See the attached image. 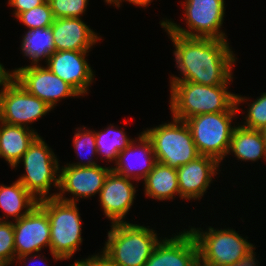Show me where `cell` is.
Returning <instances> with one entry per match:
<instances>
[{
	"instance_id": "30",
	"label": "cell",
	"mask_w": 266,
	"mask_h": 266,
	"mask_svg": "<svg viewBox=\"0 0 266 266\" xmlns=\"http://www.w3.org/2000/svg\"><path fill=\"white\" fill-rule=\"evenodd\" d=\"M248 106L246 121L241 126L256 130L266 126V93H262L260 97L248 104Z\"/></svg>"
},
{
	"instance_id": "28",
	"label": "cell",
	"mask_w": 266,
	"mask_h": 266,
	"mask_svg": "<svg viewBox=\"0 0 266 266\" xmlns=\"http://www.w3.org/2000/svg\"><path fill=\"white\" fill-rule=\"evenodd\" d=\"M15 260L13 221H0V266H8Z\"/></svg>"
},
{
	"instance_id": "2",
	"label": "cell",
	"mask_w": 266,
	"mask_h": 266,
	"mask_svg": "<svg viewBox=\"0 0 266 266\" xmlns=\"http://www.w3.org/2000/svg\"><path fill=\"white\" fill-rule=\"evenodd\" d=\"M172 117L186 120L193 116L227 112L236 103L228 85L207 86L189 81H170Z\"/></svg>"
},
{
	"instance_id": "8",
	"label": "cell",
	"mask_w": 266,
	"mask_h": 266,
	"mask_svg": "<svg viewBox=\"0 0 266 266\" xmlns=\"http://www.w3.org/2000/svg\"><path fill=\"white\" fill-rule=\"evenodd\" d=\"M225 0H185L183 2L184 17L189 30L169 19L161 21L172 33L186 37L214 38L227 40L225 33L221 30Z\"/></svg>"
},
{
	"instance_id": "3",
	"label": "cell",
	"mask_w": 266,
	"mask_h": 266,
	"mask_svg": "<svg viewBox=\"0 0 266 266\" xmlns=\"http://www.w3.org/2000/svg\"><path fill=\"white\" fill-rule=\"evenodd\" d=\"M247 100L236 94V103L227 112L205 113L184 120L188 125L199 155L215 158L219 163L227 156L232 133V120L239 105Z\"/></svg>"
},
{
	"instance_id": "38",
	"label": "cell",
	"mask_w": 266,
	"mask_h": 266,
	"mask_svg": "<svg viewBox=\"0 0 266 266\" xmlns=\"http://www.w3.org/2000/svg\"><path fill=\"white\" fill-rule=\"evenodd\" d=\"M260 132L262 134V137H263V140H264V143L266 145V126H264L263 128L260 129Z\"/></svg>"
},
{
	"instance_id": "22",
	"label": "cell",
	"mask_w": 266,
	"mask_h": 266,
	"mask_svg": "<svg viewBox=\"0 0 266 266\" xmlns=\"http://www.w3.org/2000/svg\"><path fill=\"white\" fill-rule=\"evenodd\" d=\"M241 161H266V145L260 130L248 129L241 125L236 126L232 133L228 154Z\"/></svg>"
},
{
	"instance_id": "19",
	"label": "cell",
	"mask_w": 266,
	"mask_h": 266,
	"mask_svg": "<svg viewBox=\"0 0 266 266\" xmlns=\"http://www.w3.org/2000/svg\"><path fill=\"white\" fill-rule=\"evenodd\" d=\"M82 18L54 19L50 26L55 51H90L93 45L101 40Z\"/></svg>"
},
{
	"instance_id": "29",
	"label": "cell",
	"mask_w": 266,
	"mask_h": 266,
	"mask_svg": "<svg viewBox=\"0 0 266 266\" xmlns=\"http://www.w3.org/2000/svg\"><path fill=\"white\" fill-rule=\"evenodd\" d=\"M53 16L59 18H80L85 13L89 0H48Z\"/></svg>"
},
{
	"instance_id": "23",
	"label": "cell",
	"mask_w": 266,
	"mask_h": 266,
	"mask_svg": "<svg viewBox=\"0 0 266 266\" xmlns=\"http://www.w3.org/2000/svg\"><path fill=\"white\" fill-rule=\"evenodd\" d=\"M38 202L18 180L10 186L0 185V208L6 213L5 215H8H3L2 218L0 216V221H6L10 216L15 221L19 220L27 215ZM3 217L5 220H2Z\"/></svg>"
},
{
	"instance_id": "1",
	"label": "cell",
	"mask_w": 266,
	"mask_h": 266,
	"mask_svg": "<svg viewBox=\"0 0 266 266\" xmlns=\"http://www.w3.org/2000/svg\"><path fill=\"white\" fill-rule=\"evenodd\" d=\"M175 49L176 66L181 78L171 75L170 81H189L207 86L228 85L233 81L236 62L229 42L223 39L186 37L172 33L164 24Z\"/></svg>"
},
{
	"instance_id": "27",
	"label": "cell",
	"mask_w": 266,
	"mask_h": 266,
	"mask_svg": "<svg viewBox=\"0 0 266 266\" xmlns=\"http://www.w3.org/2000/svg\"><path fill=\"white\" fill-rule=\"evenodd\" d=\"M54 19L48 0L17 17V20L27 26L28 30L50 27Z\"/></svg>"
},
{
	"instance_id": "16",
	"label": "cell",
	"mask_w": 266,
	"mask_h": 266,
	"mask_svg": "<svg viewBox=\"0 0 266 266\" xmlns=\"http://www.w3.org/2000/svg\"><path fill=\"white\" fill-rule=\"evenodd\" d=\"M220 163L210 156L199 155L177 170L180 198L199 200L206 193Z\"/></svg>"
},
{
	"instance_id": "24",
	"label": "cell",
	"mask_w": 266,
	"mask_h": 266,
	"mask_svg": "<svg viewBox=\"0 0 266 266\" xmlns=\"http://www.w3.org/2000/svg\"><path fill=\"white\" fill-rule=\"evenodd\" d=\"M24 56L31 60V65L39 64L41 59L48 60L55 51L53 34L50 27L28 30L21 42Z\"/></svg>"
},
{
	"instance_id": "15",
	"label": "cell",
	"mask_w": 266,
	"mask_h": 266,
	"mask_svg": "<svg viewBox=\"0 0 266 266\" xmlns=\"http://www.w3.org/2000/svg\"><path fill=\"white\" fill-rule=\"evenodd\" d=\"M136 187L131 179L118 175L112 170L106 176L99 192L100 206L111 224L126 222L125 216L133 205Z\"/></svg>"
},
{
	"instance_id": "21",
	"label": "cell",
	"mask_w": 266,
	"mask_h": 266,
	"mask_svg": "<svg viewBox=\"0 0 266 266\" xmlns=\"http://www.w3.org/2000/svg\"><path fill=\"white\" fill-rule=\"evenodd\" d=\"M144 191L147 197L161 201L180 197L177 170L161 163H156L144 179Z\"/></svg>"
},
{
	"instance_id": "26",
	"label": "cell",
	"mask_w": 266,
	"mask_h": 266,
	"mask_svg": "<svg viewBox=\"0 0 266 266\" xmlns=\"http://www.w3.org/2000/svg\"><path fill=\"white\" fill-rule=\"evenodd\" d=\"M83 129V130H82ZM73 146L75 149V153L79 158H82V152L83 149L87 150L88 153L85 154L86 157H88L86 160L87 162H83V159H80V162H76L72 165L75 167H81V166H95L98 165L92 157L97 155V149H96V143H95V130H87L86 127L78 128L75 132L74 138H73ZM90 155V157H89ZM93 155V156H92ZM82 156V157H81ZM84 158V157H83Z\"/></svg>"
},
{
	"instance_id": "14",
	"label": "cell",
	"mask_w": 266,
	"mask_h": 266,
	"mask_svg": "<svg viewBox=\"0 0 266 266\" xmlns=\"http://www.w3.org/2000/svg\"><path fill=\"white\" fill-rule=\"evenodd\" d=\"M89 51H54L46 61L48 69L71 85L81 96L88 94L94 74L86 55Z\"/></svg>"
},
{
	"instance_id": "33",
	"label": "cell",
	"mask_w": 266,
	"mask_h": 266,
	"mask_svg": "<svg viewBox=\"0 0 266 266\" xmlns=\"http://www.w3.org/2000/svg\"><path fill=\"white\" fill-rule=\"evenodd\" d=\"M254 249L255 247L252 245L242 258L228 266H258L259 262L255 258Z\"/></svg>"
},
{
	"instance_id": "25",
	"label": "cell",
	"mask_w": 266,
	"mask_h": 266,
	"mask_svg": "<svg viewBox=\"0 0 266 266\" xmlns=\"http://www.w3.org/2000/svg\"><path fill=\"white\" fill-rule=\"evenodd\" d=\"M104 131L95 132L97 155L103 156L109 162L117 161L118 154L126 149L133 141L121 129L114 125L108 126Z\"/></svg>"
},
{
	"instance_id": "5",
	"label": "cell",
	"mask_w": 266,
	"mask_h": 266,
	"mask_svg": "<svg viewBox=\"0 0 266 266\" xmlns=\"http://www.w3.org/2000/svg\"><path fill=\"white\" fill-rule=\"evenodd\" d=\"M50 222V254L54 260L70 259L82 243V222L77 203L57 198L39 200Z\"/></svg>"
},
{
	"instance_id": "34",
	"label": "cell",
	"mask_w": 266,
	"mask_h": 266,
	"mask_svg": "<svg viewBox=\"0 0 266 266\" xmlns=\"http://www.w3.org/2000/svg\"><path fill=\"white\" fill-rule=\"evenodd\" d=\"M14 78V71H6L4 65L0 63V86L4 88Z\"/></svg>"
},
{
	"instance_id": "32",
	"label": "cell",
	"mask_w": 266,
	"mask_h": 266,
	"mask_svg": "<svg viewBox=\"0 0 266 266\" xmlns=\"http://www.w3.org/2000/svg\"><path fill=\"white\" fill-rule=\"evenodd\" d=\"M46 0H8V4L14 8V16L17 18L21 13L43 4Z\"/></svg>"
},
{
	"instance_id": "13",
	"label": "cell",
	"mask_w": 266,
	"mask_h": 266,
	"mask_svg": "<svg viewBox=\"0 0 266 266\" xmlns=\"http://www.w3.org/2000/svg\"><path fill=\"white\" fill-rule=\"evenodd\" d=\"M15 258L50 250V222L47 212L37 204L27 215L13 222Z\"/></svg>"
},
{
	"instance_id": "4",
	"label": "cell",
	"mask_w": 266,
	"mask_h": 266,
	"mask_svg": "<svg viewBox=\"0 0 266 266\" xmlns=\"http://www.w3.org/2000/svg\"><path fill=\"white\" fill-rule=\"evenodd\" d=\"M102 249L118 266H144L160 242L155 230L128 222L111 224Z\"/></svg>"
},
{
	"instance_id": "12",
	"label": "cell",
	"mask_w": 266,
	"mask_h": 266,
	"mask_svg": "<svg viewBox=\"0 0 266 266\" xmlns=\"http://www.w3.org/2000/svg\"><path fill=\"white\" fill-rule=\"evenodd\" d=\"M111 171L109 167L101 165L75 167L66 164L60 168L59 193H52L51 198L64 202L76 203L79 198H88L98 194L104 184L106 176ZM71 193L73 197L66 198L63 194ZM75 198V199H74Z\"/></svg>"
},
{
	"instance_id": "11",
	"label": "cell",
	"mask_w": 266,
	"mask_h": 266,
	"mask_svg": "<svg viewBox=\"0 0 266 266\" xmlns=\"http://www.w3.org/2000/svg\"><path fill=\"white\" fill-rule=\"evenodd\" d=\"M13 71L14 79L18 83L52 109L60 99L81 96L71 85L51 72L47 66L30 64L15 68Z\"/></svg>"
},
{
	"instance_id": "37",
	"label": "cell",
	"mask_w": 266,
	"mask_h": 266,
	"mask_svg": "<svg viewBox=\"0 0 266 266\" xmlns=\"http://www.w3.org/2000/svg\"><path fill=\"white\" fill-rule=\"evenodd\" d=\"M191 266H210L208 263L203 261L200 257H198L192 264Z\"/></svg>"
},
{
	"instance_id": "36",
	"label": "cell",
	"mask_w": 266,
	"mask_h": 266,
	"mask_svg": "<svg viewBox=\"0 0 266 266\" xmlns=\"http://www.w3.org/2000/svg\"><path fill=\"white\" fill-rule=\"evenodd\" d=\"M29 256H31L30 258H32V260L35 262V259H40V261H44V260H42L40 257V254H38V255H36V253L34 254V255H32V254H28V255H23V256H20V257H17L15 260H19V261H17V262H23V263H25V261H27V259H29V261H32L30 258H28ZM30 263V262H29ZM35 264V263H34ZM33 264V265H34ZM39 264V263H38ZM35 265H37V263L35 264ZM40 265V264H39ZM39 265H37V266H39ZM47 265V263L45 264V266ZM29 266V265H28Z\"/></svg>"
},
{
	"instance_id": "39",
	"label": "cell",
	"mask_w": 266,
	"mask_h": 266,
	"mask_svg": "<svg viewBox=\"0 0 266 266\" xmlns=\"http://www.w3.org/2000/svg\"><path fill=\"white\" fill-rule=\"evenodd\" d=\"M107 4H111L114 0H104Z\"/></svg>"
},
{
	"instance_id": "9",
	"label": "cell",
	"mask_w": 266,
	"mask_h": 266,
	"mask_svg": "<svg viewBox=\"0 0 266 266\" xmlns=\"http://www.w3.org/2000/svg\"><path fill=\"white\" fill-rule=\"evenodd\" d=\"M198 245L199 257L210 266H228L242 258L253 245L234 229L189 230Z\"/></svg>"
},
{
	"instance_id": "10",
	"label": "cell",
	"mask_w": 266,
	"mask_h": 266,
	"mask_svg": "<svg viewBox=\"0 0 266 266\" xmlns=\"http://www.w3.org/2000/svg\"><path fill=\"white\" fill-rule=\"evenodd\" d=\"M51 109L14 78L0 90V121L4 123L31 128L29 123L37 121Z\"/></svg>"
},
{
	"instance_id": "7",
	"label": "cell",
	"mask_w": 266,
	"mask_h": 266,
	"mask_svg": "<svg viewBox=\"0 0 266 266\" xmlns=\"http://www.w3.org/2000/svg\"><path fill=\"white\" fill-rule=\"evenodd\" d=\"M54 152L39 135L22 156L25 174L18 181L39 201L51 198L49 191L53 183L59 188L60 165ZM58 173V174H57Z\"/></svg>"
},
{
	"instance_id": "20",
	"label": "cell",
	"mask_w": 266,
	"mask_h": 266,
	"mask_svg": "<svg viewBox=\"0 0 266 266\" xmlns=\"http://www.w3.org/2000/svg\"><path fill=\"white\" fill-rule=\"evenodd\" d=\"M34 129L0 121V157L16 168L29 146L39 136Z\"/></svg>"
},
{
	"instance_id": "35",
	"label": "cell",
	"mask_w": 266,
	"mask_h": 266,
	"mask_svg": "<svg viewBox=\"0 0 266 266\" xmlns=\"http://www.w3.org/2000/svg\"><path fill=\"white\" fill-rule=\"evenodd\" d=\"M122 1H128L129 3H132L133 5L141 6V7H146L152 2L153 0H114L111 4H115L114 6L120 7V3Z\"/></svg>"
},
{
	"instance_id": "18",
	"label": "cell",
	"mask_w": 266,
	"mask_h": 266,
	"mask_svg": "<svg viewBox=\"0 0 266 266\" xmlns=\"http://www.w3.org/2000/svg\"><path fill=\"white\" fill-rule=\"evenodd\" d=\"M137 138L138 146L137 140L133 139L130 145L118 154L116 166L111 167V170L118 175L139 182L147 177L157 160L152 142L146 134L141 132Z\"/></svg>"
},
{
	"instance_id": "17",
	"label": "cell",
	"mask_w": 266,
	"mask_h": 266,
	"mask_svg": "<svg viewBox=\"0 0 266 266\" xmlns=\"http://www.w3.org/2000/svg\"><path fill=\"white\" fill-rule=\"evenodd\" d=\"M198 257V245L188 229L170 239L160 238V242L144 266H191Z\"/></svg>"
},
{
	"instance_id": "31",
	"label": "cell",
	"mask_w": 266,
	"mask_h": 266,
	"mask_svg": "<svg viewBox=\"0 0 266 266\" xmlns=\"http://www.w3.org/2000/svg\"><path fill=\"white\" fill-rule=\"evenodd\" d=\"M71 266H118L114 261H112L106 254L101 252L99 255L88 256L84 260H76Z\"/></svg>"
},
{
	"instance_id": "6",
	"label": "cell",
	"mask_w": 266,
	"mask_h": 266,
	"mask_svg": "<svg viewBox=\"0 0 266 266\" xmlns=\"http://www.w3.org/2000/svg\"><path fill=\"white\" fill-rule=\"evenodd\" d=\"M172 122L143 132L151 140L158 163L178 169L199 156L190 129L184 120Z\"/></svg>"
}]
</instances>
